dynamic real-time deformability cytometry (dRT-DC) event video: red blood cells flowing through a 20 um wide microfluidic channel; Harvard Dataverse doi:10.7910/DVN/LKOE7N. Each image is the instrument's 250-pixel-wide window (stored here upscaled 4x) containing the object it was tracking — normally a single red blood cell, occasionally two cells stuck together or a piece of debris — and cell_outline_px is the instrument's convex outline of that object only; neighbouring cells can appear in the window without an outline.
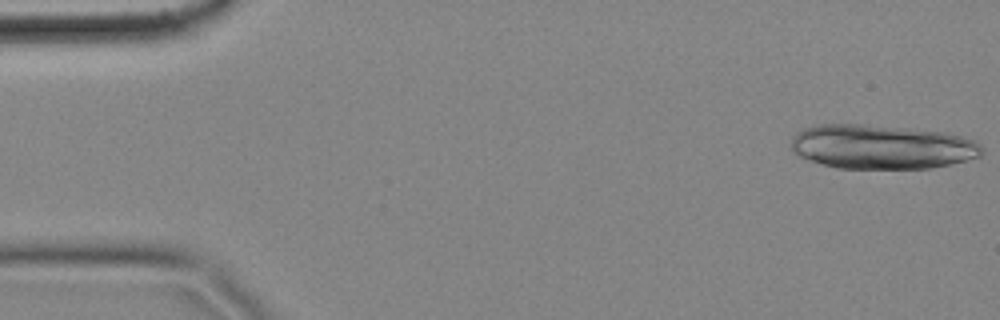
{"species": "common noctule bat (a hibernating species)", "species_latin": "Nyctalus noctula", "temperature_condition": "cold", "stored_images_in_passage": 15, "camera_frame_rate_fps": 3000, "um_per_image_px": 0.085, "animal": {"sex": "female", "body_mass_g": 18.4}, "frame": {"image": 1, "passage_image": 1, "time_ms": 0.0, "image_size_px": [1000, 320], "cell_outline_px": [[984, 152], [980, 156], [932, 168], [836, 168], [796, 156], [792, 152], [792, 136], [796, 132], [804, 128], [820, 124], [864, 124], [904, 128], [940, 132], [960, 136], [976, 140], [984, 148]], "centroid_in_image_um": [74.91, 12.48], "position_along_channel_um": 10.1, "area_um2": 49.19}}